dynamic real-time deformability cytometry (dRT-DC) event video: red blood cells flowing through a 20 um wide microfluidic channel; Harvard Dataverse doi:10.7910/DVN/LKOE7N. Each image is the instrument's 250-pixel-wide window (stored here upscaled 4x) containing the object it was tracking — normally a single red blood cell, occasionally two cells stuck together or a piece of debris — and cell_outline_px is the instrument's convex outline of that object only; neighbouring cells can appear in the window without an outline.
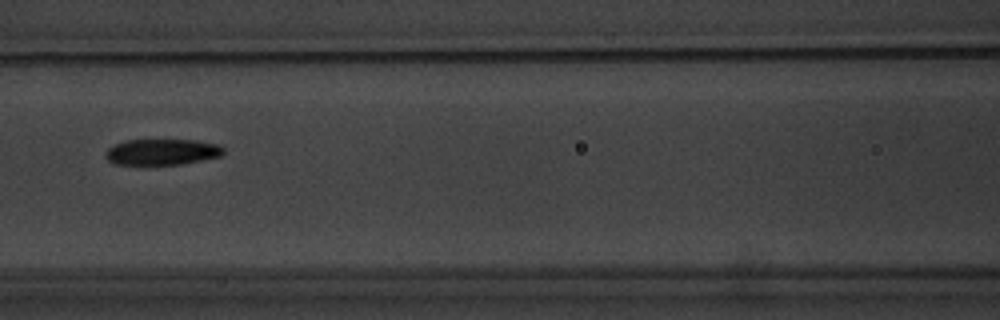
{"species": "common noctule bat (a hibernating species)", "species_latin": "Nyctalus noctula", "temperature_condition": "warm", "stored_images_in_passage": 15, "camera_frame_rate_fps": 3000, "um_per_image_px": 0.085, "animal": {"sex": "male", "body_mass_g": 20.1, "forearm_length_mm": 53.5}, "frame": {"image": 1, "passage_image": 7, "time_ms": 8.0, "image_size_px": [1000, 320], "cell_outline_px": [[224, 152], [220, 156], [180, 164], [112, 164], [104, 156], [108, 148], [124, 140], [196, 140], [220, 144], [224, 148]], "centroid_in_image_um": [13.77, 12.9], "position_along_channel_um": 152.8, "area_um2": 17.8}}
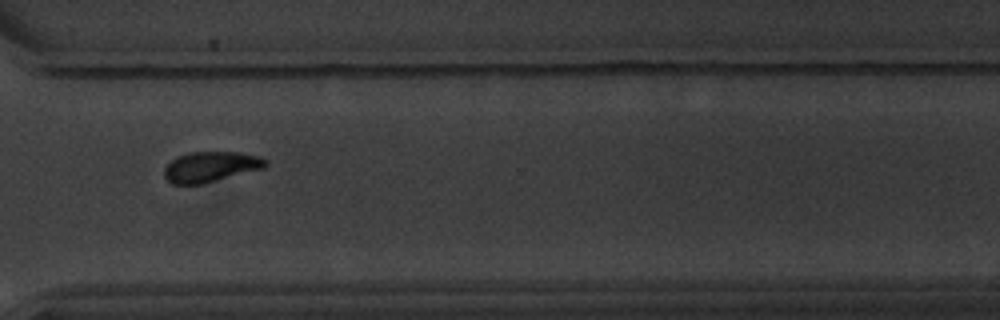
{"frame": {"image": 2, "passage_image": 12, "time_ms": 13.667, "image_size_px": [1000, 320], "cell_outline_px": [[268, 164], [264, 168], [200, 184], [172, 184], [164, 176], [164, 168], [176, 156], [188, 152], [240, 152], [260, 156], [268, 160]], "centroid_in_image_um": [17.92, 14.16], "position_along_channel_um": 352.7, "area_um2": 17.92}}
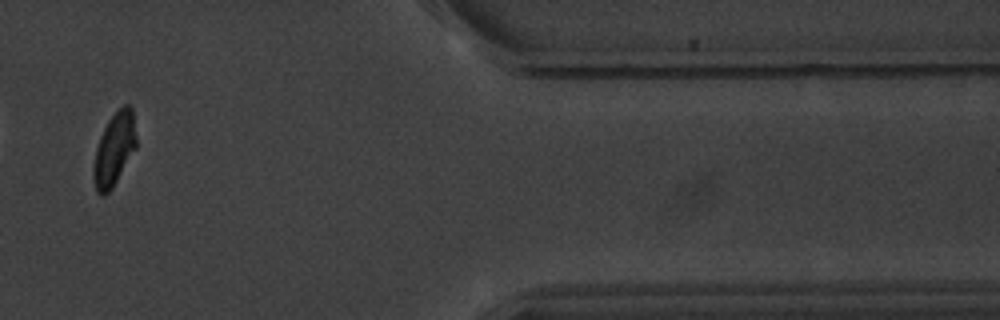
{"frame": {"image": 3, "passage_image": 14, "time_ms": 16.0, "image_size_px": [1000, 320], "cell_outline_px": [[136, 148], [112, 188], [104, 196], [100, 196], [96, 192], [92, 176], [92, 164], [96, 148], [100, 136], [108, 120], [124, 104], [128, 104], [132, 108], [136, 136]], "centroid_in_image_um": [9.68, 12.72], "position_along_channel_um": 401.7, "area_um2": 18.26}, "authors_computed_cell_mechanics": {"area_um2": 18.8428, "velocity_mm_per_s": 3.5316, "shape_relaxation_time_tau1_ms": 2.2541, "shape_relaxation_time_tau2_ms": 3.159, "deformation_change_tau1": 0.1172, "deformation_change_tau2": 0.0708}}